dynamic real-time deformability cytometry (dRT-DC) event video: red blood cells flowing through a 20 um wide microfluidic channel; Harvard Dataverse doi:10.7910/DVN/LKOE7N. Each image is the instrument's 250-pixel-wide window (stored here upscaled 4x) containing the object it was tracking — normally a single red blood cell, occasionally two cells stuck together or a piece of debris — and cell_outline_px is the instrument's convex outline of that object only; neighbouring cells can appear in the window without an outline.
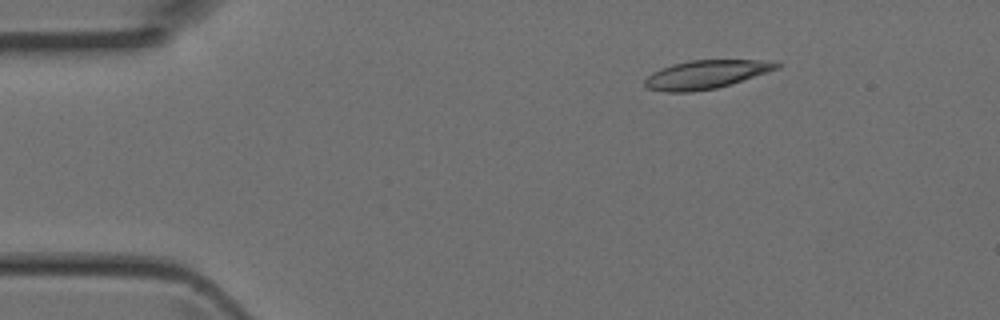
{"species": "Egyptian fruit bat (a non-hibernating species)", "species_latin": "Rousettus aegyptiacus", "temperature_condition": "room temperature", "stored_images_in_passage": 39, "camera_frame_rate_fps": 3000, "um_per_image_px": 0.085, "animal": {"sex": "female"}, "frame": {"image": 1, "passage_image": 1, "time_ms": 0.0, "image_size_px": [1000, 320], "cell_outline_px": [[784, 64], [780, 68], [732, 84], [716, 88], [692, 92], [664, 92], [648, 88], [644, 84], [644, 80], [652, 72], [660, 68], [672, 64], [688, 60], [768, 60]], "centroid_in_image_um": [60.03, 6.32], "position_along_channel_um": 25.0, "area_um2": 22.14}}
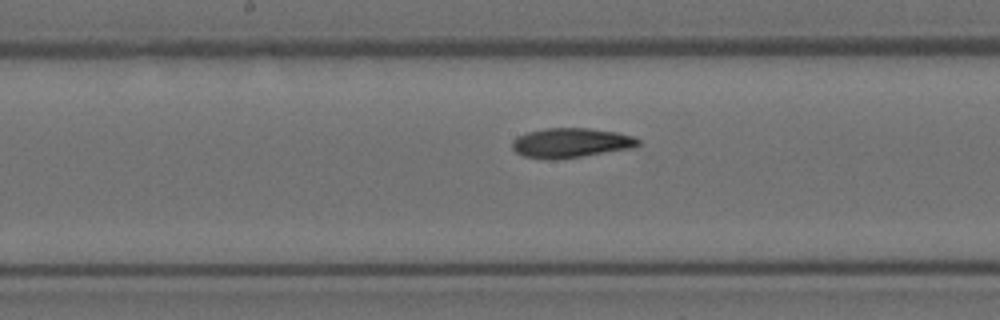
{"frame": {"image": 2, "passage_image": 17, "time_ms": 5.333, "image_size_px": [1000, 320], "cell_outline_px": [[640, 144], [636, 148], [552, 160], [548, 160], [524, 156], [516, 152], [512, 148], [512, 140], [516, 136], [528, 132], [544, 128], [588, 128], [616, 132], [632, 136], [640, 140]], "centroid_in_image_um": [48.52, 12.14], "position_along_channel_um": 199.7, "area_um2": 21.85}}
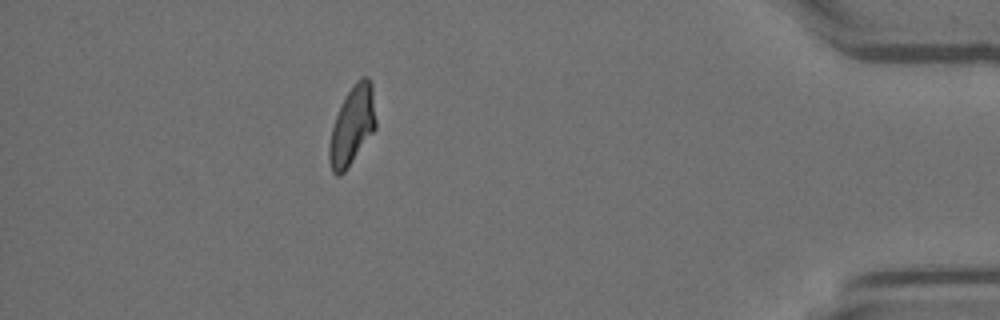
{"frame": {"image": 3, "passage_image": 34, "time_ms": 11.0, "image_size_px": [1000, 320], "cell_outline_px": [[376, 128], [344, 172], [340, 176], [336, 176], [332, 172], [328, 160], [328, 148], [332, 128], [340, 104], [356, 80], [360, 76], [368, 76], [372, 80], [376, 120]], "centroid_in_image_um": [29.94, 10.65], "position_along_channel_um": 405.3, "area_um2": 21.5}}